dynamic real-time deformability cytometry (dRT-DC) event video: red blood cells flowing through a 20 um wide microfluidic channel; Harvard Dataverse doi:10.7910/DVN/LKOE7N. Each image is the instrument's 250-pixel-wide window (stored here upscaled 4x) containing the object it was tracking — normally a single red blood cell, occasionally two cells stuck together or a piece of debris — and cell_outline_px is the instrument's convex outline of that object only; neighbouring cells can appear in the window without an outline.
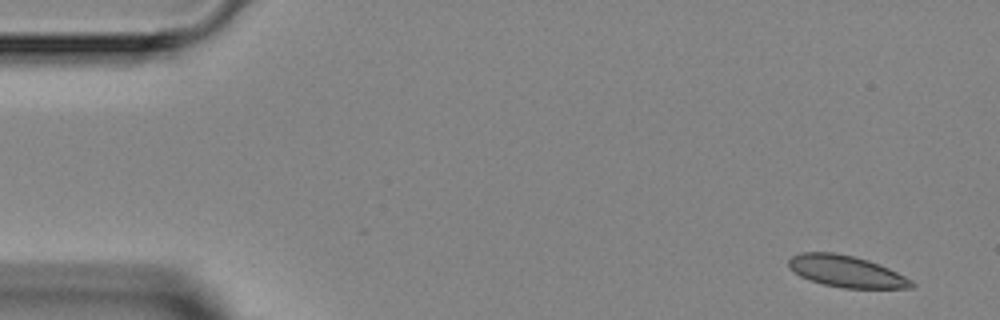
{"species": "Egyptian fruit bat (a non-hibernating species)", "species_latin": "Rousettus aegyptiacus", "temperature_condition": "room temperature", "stored_images_in_passage": 2, "camera_frame_rate_fps": 3000, "um_per_image_px": 0.085, "animal": {"sex": "female"}, "frame": {"image": 1, "passage_image": 1, "time_ms": 0.0, "image_size_px": [1000, 320], "cell_outline_px": [[916, 284], [912, 288], [844, 288], [824, 284], [800, 276], [788, 264], [788, 260], [792, 256], [800, 252], [832, 252], [856, 256], [868, 260], [888, 268], [912, 280]], "centroid_in_image_um": [71.96, 23.06], "position_along_channel_um": 13.0, "area_um2": 22.43}}
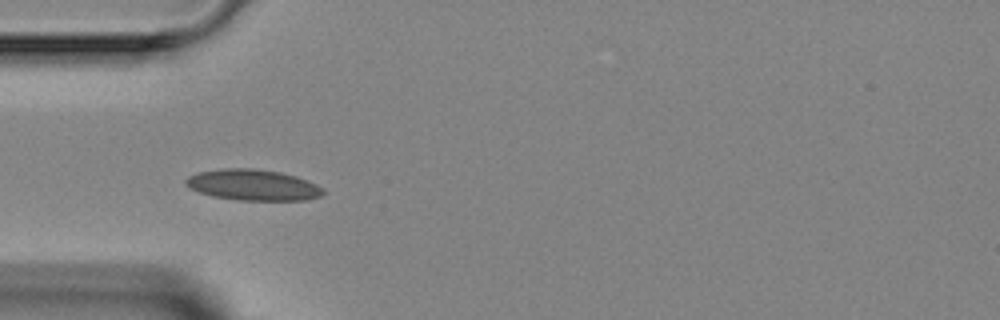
{"frame": {"image": 2, "passage_image": 2, "time_ms": 4.0, "image_size_px": [1000, 320], "cell_outline_px": [[324, 192], [320, 196], [308, 200], [236, 200], [212, 196], [200, 192], [184, 184], [184, 180], [188, 176], [200, 172], [224, 168], [252, 168], [280, 172], [296, 176], [316, 184], [324, 188]], "centroid_in_image_um": [21.51, 15.72], "position_along_channel_um": 63.5, "area_um2": 24.74}}